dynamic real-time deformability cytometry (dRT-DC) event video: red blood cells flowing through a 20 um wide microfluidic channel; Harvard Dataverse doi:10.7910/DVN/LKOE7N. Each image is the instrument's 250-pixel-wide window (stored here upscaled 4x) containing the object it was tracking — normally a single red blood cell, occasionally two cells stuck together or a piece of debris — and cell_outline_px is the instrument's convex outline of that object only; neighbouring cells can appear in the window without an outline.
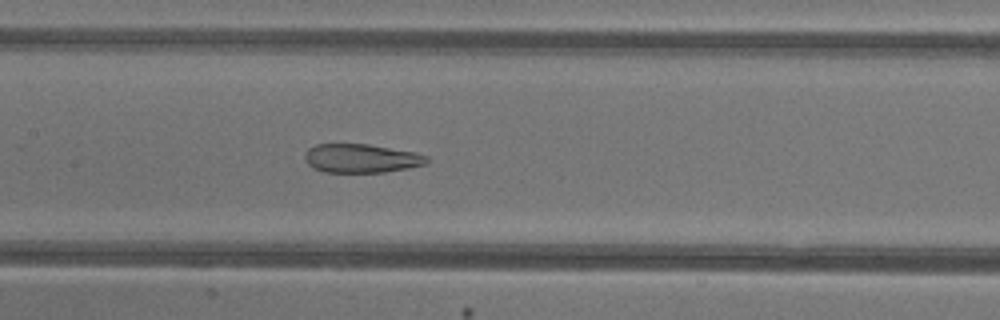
{"species": "common noctule bat (a hibernating species)", "species_latin": "Nyctalus noctula", "temperature_condition": "warm", "stored_images_in_passage": 51, "camera_frame_rate_fps": 3000, "um_per_image_px": 0.085, "animal": {"sex": "female"}, "frame": {"image": 1, "passage_image": 27, "time_ms": 8.667, "image_size_px": [1000, 320], "cell_outline_px": [[428, 160], [424, 164], [404, 168], [380, 172], [328, 172], [316, 168], [308, 160], [308, 152], [312, 148], [320, 144], [364, 144], [412, 152], [424, 156]], "centroid_in_image_um": [30.74, 13.46], "position_along_channel_um": 176.7, "area_um2": 19.19}}
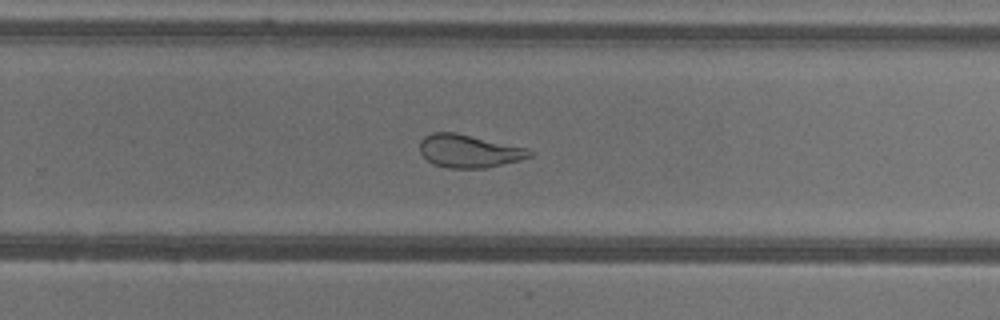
{"frame": {"image": 2, "passage_image": 35, "time_ms": 11.333, "image_size_px": [1000, 320], "cell_outline_px": [[532, 156], [500, 164], [480, 168], [452, 168], [436, 164], [428, 160], [420, 152], [420, 144], [424, 136], [436, 132], [452, 132], [524, 148], [532, 152]], "centroid_in_image_um": [39.79, 12.84], "position_along_channel_um": 290.0, "area_um2": 20.11}}
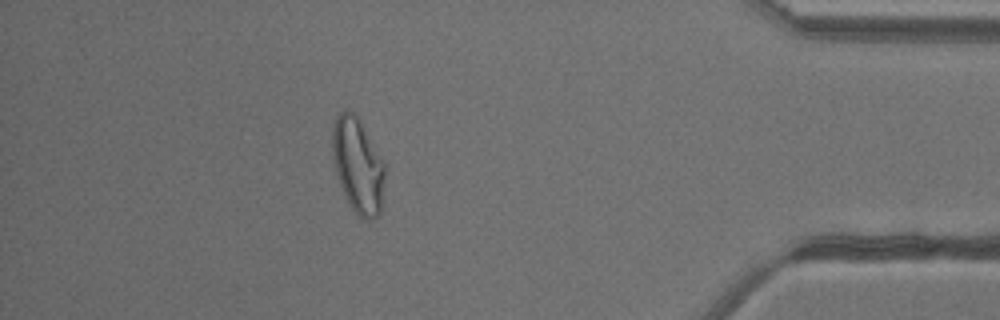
{"frame": {"image": 3, "passage_image": 46, "time_ms": 15.0, "image_size_px": [1000, 320], "cell_outline_px": [[384, 172], [380, 208], [376, 216], [364, 216], [352, 204], [344, 192], [336, 168], [332, 144], [332, 136], [336, 120], [344, 112], [352, 116], [356, 120], [384, 168]], "centroid_in_image_um": [30.39, 14.11], "position_along_channel_um": 404.8, "area_um2": 25.37}, "authors_computed_cell_mechanics": {"area_um2": 22.1374, "velocity_mm_per_s": 4.2735, "shape_relaxation_time_tau1_ms": null, "shape_relaxation_time_tau2_ms": 1.8281, "deformation_change_tau1": null, "deformation_change_tau2": 0.1038}}